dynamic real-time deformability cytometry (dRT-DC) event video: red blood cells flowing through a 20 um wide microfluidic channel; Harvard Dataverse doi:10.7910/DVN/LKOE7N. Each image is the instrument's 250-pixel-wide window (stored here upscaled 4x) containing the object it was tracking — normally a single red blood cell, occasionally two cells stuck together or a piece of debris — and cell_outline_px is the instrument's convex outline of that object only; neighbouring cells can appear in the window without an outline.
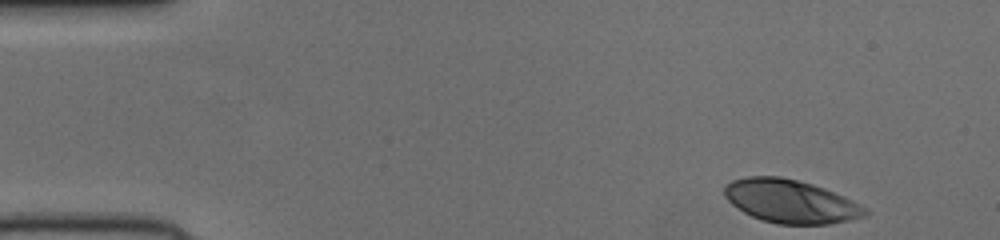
{"species": "human", "species_latin": "Homo sapiens", "temperature_condition": "cold", "stored_images_in_passage": 47, "camera_frame_rate_fps": 3000, "um_per_image_px": 0.085, "donor": {"sex": "female"}, "frame": {"image": 1, "passage_image": 1, "time_ms": 0.0, "image_size_px": [1000, 240], "cell_outline_px": [[872, 212], [868, 216], [852, 220], [832, 224], [776, 224], [760, 220], [744, 212], [732, 204], [724, 196], [724, 184], [732, 180], [744, 176], [780, 176], [812, 184], [824, 188], [844, 196], [868, 208]], "centroid_in_image_um": [67.23, 17.12], "position_along_channel_um": 17.8, "area_um2": 36.01}}
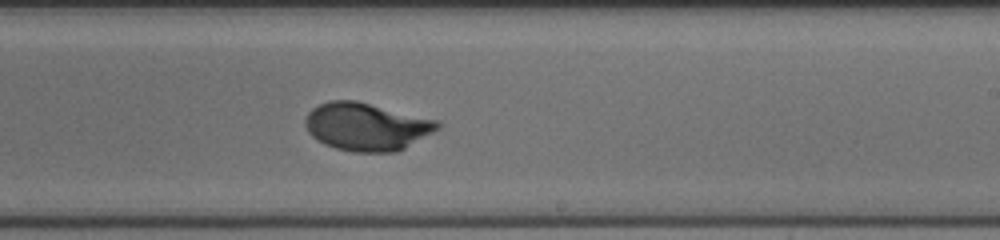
{"frame": {"image": 2, "passage_image": 27, "time_ms": 8.667, "image_size_px": [1000, 240], "cell_outline_px": [[440, 128], [404, 148], [396, 152], [352, 152], [336, 148], [324, 144], [316, 140], [308, 132], [304, 124], [304, 120], [308, 112], [312, 108], [328, 100], [356, 100], [440, 120]], "centroid_in_image_um": [31.14, 10.75], "position_along_channel_um": 257.9, "area_um2": 37.11}}
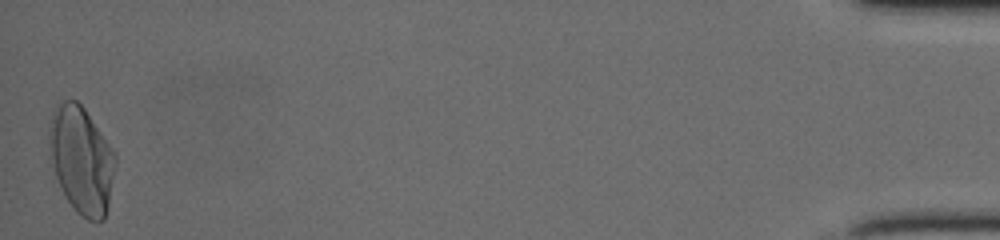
{"frame": {"image": 3, "passage_image": 47, "time_ms": 15.333, "image_size_px": [1000, 240], "cell_outline_px": [[116, 164], [108, 204], [104, 220], [96, 224], [80, 216], [76, 212], [64, 196], [56, 176], [52, 160], [48, 136], [52, 112], [56, 104], [64, 100], [76, 100], [84, 108], [116, 152]], "centroid_in_image_um": [6.94, 13.61], "position_along_channel_um": 428.3, "area_um2": 41.44}}